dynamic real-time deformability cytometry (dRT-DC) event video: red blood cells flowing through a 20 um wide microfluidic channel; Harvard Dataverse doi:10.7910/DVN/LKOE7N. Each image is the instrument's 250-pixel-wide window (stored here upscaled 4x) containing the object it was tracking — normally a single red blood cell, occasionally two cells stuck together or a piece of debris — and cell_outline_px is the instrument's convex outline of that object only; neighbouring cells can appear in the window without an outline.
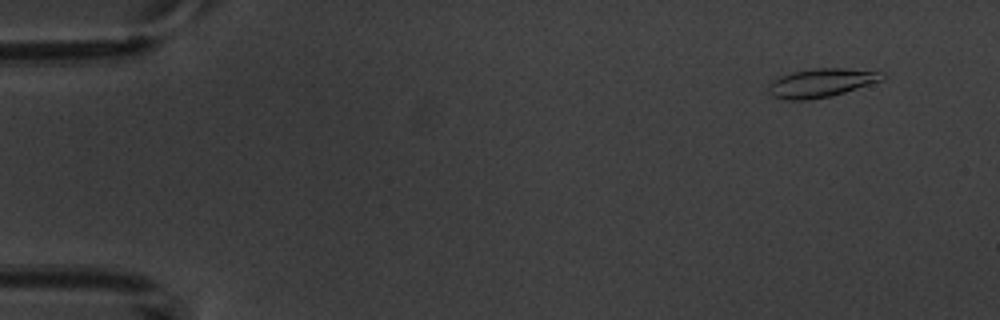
{"species": "common noctule bat (a hibernating species)", "species_latin": "Nyctalus noctula", "temperature_condition": "warm", "stored_images_in_passage": 4, "camera_frame_rate_fps": 3000, "um_per_image_px": 0.085, "animal": {"sex": "male", "body_mass_g": 20.1, "forearm_length_mm": 53.5}, "frame": {"image": 1, "passage_image": 1, "time_ms": 0.0, "image_size_px": [1000, 320], "cell_outline_px": [[888, 76], [884, 80], [832, 96], [808, 100], [784, 100], [772, 96], [768, 92], [768, 84], [772, 80], [780, 76], [792, 72], [816, 68], [844, 68], [884, 72]], "centroid_in_image_um": [69.82, 7.04], "position_along_channel_um": 15.2, "area_um2": 19.31}}